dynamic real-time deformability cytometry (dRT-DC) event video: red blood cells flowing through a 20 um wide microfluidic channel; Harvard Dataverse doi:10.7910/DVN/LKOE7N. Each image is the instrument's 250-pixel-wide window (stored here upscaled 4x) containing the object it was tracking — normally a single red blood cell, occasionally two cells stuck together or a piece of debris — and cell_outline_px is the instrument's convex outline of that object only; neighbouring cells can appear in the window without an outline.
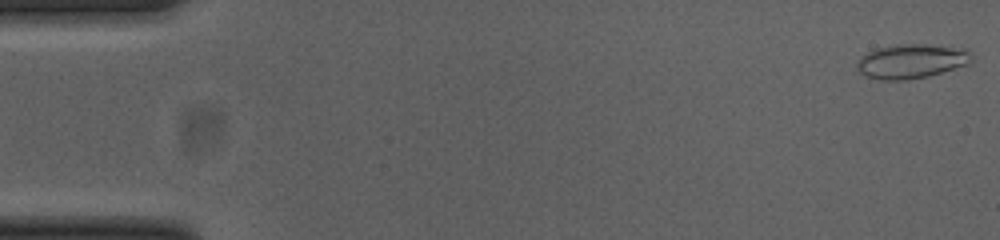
{"species": "common noctule bat (a hibernating species)", "species_latin": "Nyctalus noctula", "temperature_condition": "cold", "stored_images_in_passage": 52, "camera_frame_rate_fps": 3000, "um_per_image_px": 0.085, "animal": {"sex": "female", "body_mass_g": 23.0, "forearm_length_mm": 53.4}, "frame": {"image": 1, "passage_image": 1, "time_ms": 0.0, "image_size_px": [1000, 240], "cell_outline_px": [[972, 64], [928, 76], [904, 80], [880, 80], [868, 76], [860, 72], [856, 68], [856, 64], [860, 56], [876, 48], [896, 44], [928, 44], [968, 48], [972, 60]], "centroid_in_image_um": [77.51, 5.19], "position_along_channel_um": 7.5, "area_um2": 23.29}}
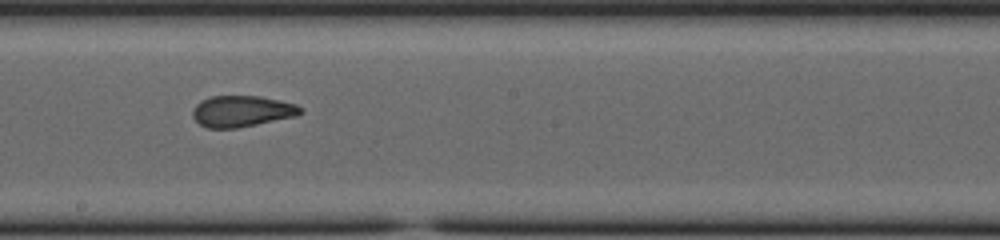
{"frame": {"image": 2, "passage_image": 29, "time_ms": 9.333, "image_size_px": [1000, 240], "cell_outline_px": [[304, 112], [296, 116], [236, 128], [208, 128], [200, 124], [192, 116], [192, 108], [200, 100], [212, 96], [260, 96], [280, 100], [296, 104], [304, 108]], "centroid_in_image_um": [20.57, 9.44], "position_along_channel_um": 227.6, "area_um2": 19.71}}
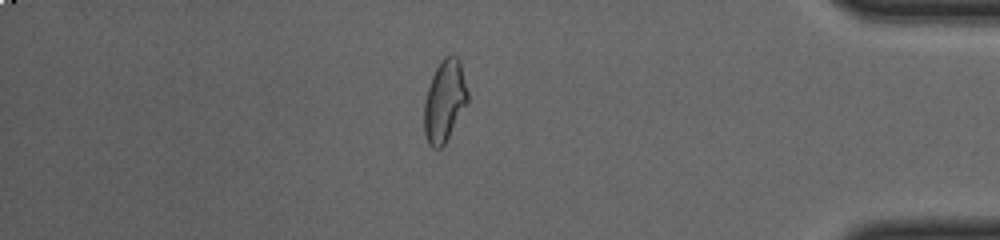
{"frame": {"image": 3, "passage_image": 45, "time_ms": 14.667, "image_size_px": [1000, 240], "cell_outline_px": [[468, 104], [444, 144], [440, 148], [432, 148], [428, 144], [424, 132], [424, 104], [428, 88], [432, 76], [436, 68], [444, 56], [452, 52], [460, 60], [468, 92]], "centroid_in_image_um": [37.8, 8.56], "position_along_channel_um": 397.4, "area_um2": 20.92}, "authors_computed_cell_mechanics": {"area_um2": 20.519, "velocity_mm_per_s": 3.8713, "shape_relaxation_time_tau1_ms": null, "shape_relaxation_time_tau2_ms": 1.7321, "deformation_change_tau1": null, "deformation_change_tau2": 0.0722}}